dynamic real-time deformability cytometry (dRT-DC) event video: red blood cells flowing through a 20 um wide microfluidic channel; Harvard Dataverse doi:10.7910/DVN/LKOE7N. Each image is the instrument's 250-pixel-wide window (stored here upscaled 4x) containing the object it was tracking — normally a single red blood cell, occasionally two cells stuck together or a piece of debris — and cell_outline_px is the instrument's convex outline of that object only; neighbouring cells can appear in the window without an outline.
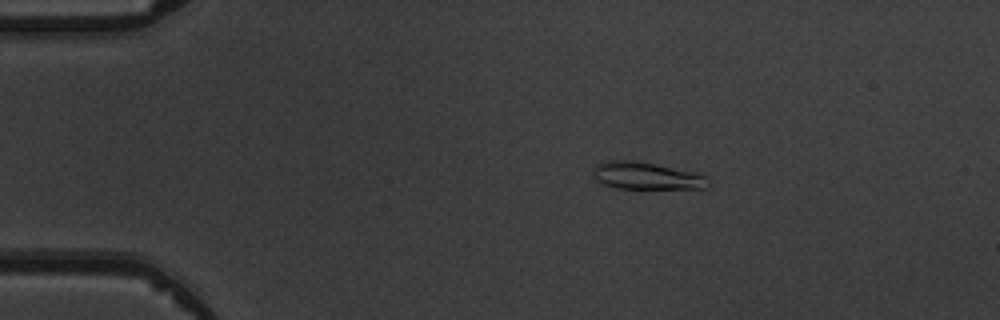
{"species": "common noctule bat (a hibernating species)", "species_latin": "Nyctalus noctula", "temperature_condition": "warm", "stored_images_in_passage": 5, "camera_frame_rate_fps": 3000, "um_per_image_px": 0.085, "animal": {"sex": "male", "body_mass_g": 19.5, "forearm_length_mm": 54.6}, "frame": {"image": 1, "passage_image": 3, "time_ms": 2.333, "image_size_px": [1000, 320], "cell_outline_px": [[708, 184], [704, 188], [616, 188], [604, 184], [596, 180], [592, 176], [592, 168], [596, 164], [604, 160], [632, 160], [656, 164], [692, 172], [704, 176], [708, 180]], "centroid_in_image_um": [54.83, 14.93], "position_along_channel_um": 30.2, "area_um2": 18.15}}